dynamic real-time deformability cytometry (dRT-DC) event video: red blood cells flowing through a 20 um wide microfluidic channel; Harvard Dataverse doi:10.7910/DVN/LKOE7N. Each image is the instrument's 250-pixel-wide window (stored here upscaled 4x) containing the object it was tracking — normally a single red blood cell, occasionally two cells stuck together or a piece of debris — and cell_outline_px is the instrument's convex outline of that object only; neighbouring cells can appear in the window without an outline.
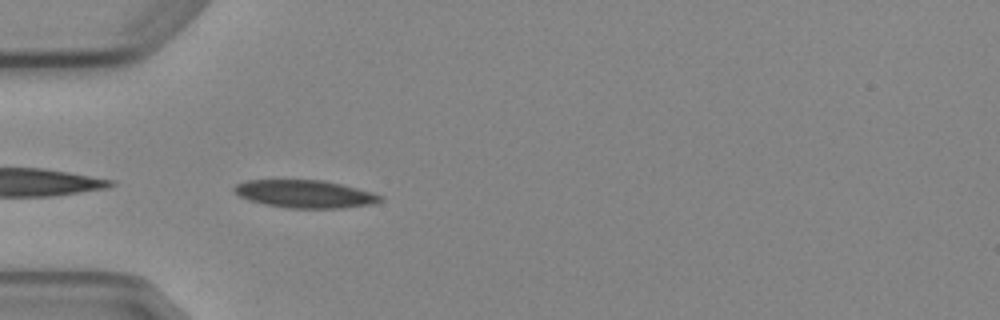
{"species": "Egyptian fruit bat (a non-hibernating species)", "species_latin": "Rousettus aegyptiacus", "temperature_condition": "cold", "stored_images_in_passage": 4, "camera_frame_rate_fps": 3000, "um_per_image_px": 0.085, "animal": {"sex": "female"}, "frame": {"image": 1, "passage_image": 4, "time_ms": 4.333, "image_size_px": [1000, 320], "cell_outline_px": [[384, 200], [372, 204], [344, 208], [288, 208], [264, 204], [248, 200], [240, 196], [232, 188], [236, 184], [248, 180], [324, 180], [372, 192], [384, 196]], "centroid_in_image_um": [25.94, 16.49], "position_along_channel_um": 59.1, "area_um2": 23.64}}